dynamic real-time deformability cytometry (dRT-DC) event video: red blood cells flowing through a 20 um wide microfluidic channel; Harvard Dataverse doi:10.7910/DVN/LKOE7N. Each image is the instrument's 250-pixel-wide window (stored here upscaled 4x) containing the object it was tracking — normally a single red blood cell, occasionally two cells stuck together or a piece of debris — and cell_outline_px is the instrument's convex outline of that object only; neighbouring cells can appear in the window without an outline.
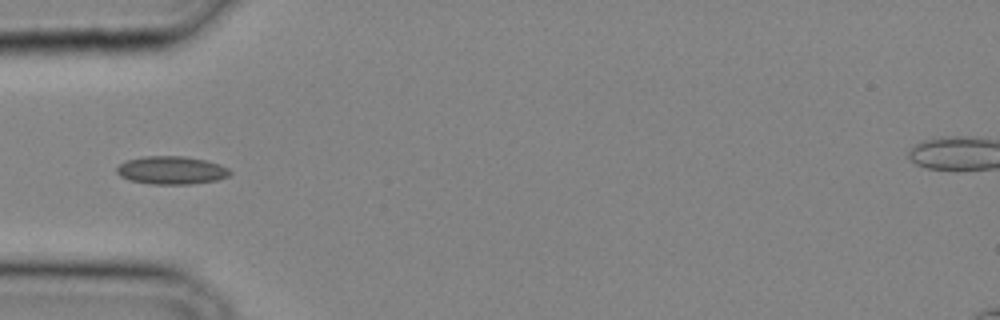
{"species": "common noctule bat (a hibernating species)", "species_latin": "Nyctalus noctula", "temperature_condition": "cold", "stored_images_in_passage": 4, "camera_frame_rate_fps": 3000, "um_per_image_px": 0.085, "animal": {"sex": "male", "body_mass_g": 20.4}, "frame": {"image": 1, "passage_image": 1, "time_ms": 0.0, "image_size_px": [1000, 320], "cell_outline_px": [[232, 172], [228, 176], [216, 180], [192, 184], [152, 184], [128, 180], [120, 176], [116, 172], [116, 168], [120, 164], [128, 160], [144, 156], [184, 156], [208, 160], [220, 164], [228, 168]], "centroid_in_image_um": [14.58, 14.47], "position_along_channel_um": 70.4, "area_um2": 18.61}}